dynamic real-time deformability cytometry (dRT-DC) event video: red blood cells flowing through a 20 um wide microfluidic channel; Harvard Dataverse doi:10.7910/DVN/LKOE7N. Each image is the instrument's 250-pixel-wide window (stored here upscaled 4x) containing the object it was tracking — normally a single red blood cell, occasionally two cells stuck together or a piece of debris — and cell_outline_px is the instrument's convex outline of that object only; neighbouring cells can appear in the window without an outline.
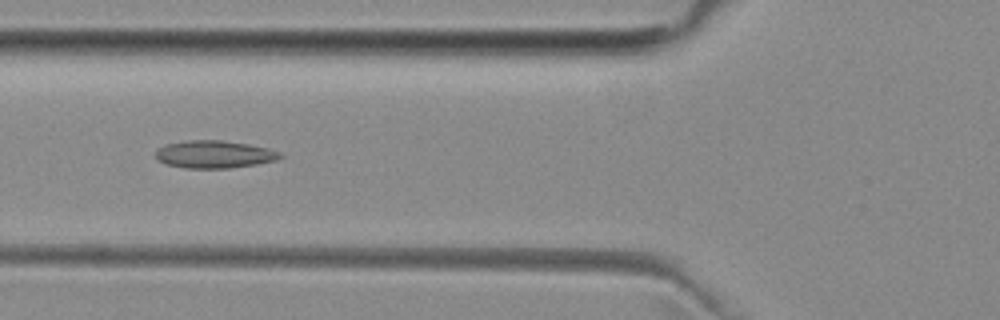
{"species": "common noctule bat (a hibernating species)", "species_latin": "Nyctalus noctula", "temperature_condition": "room temperature", "stored_images_in_passage": 7, "camera_frame_rate_fps": 3000, "um_per_image_px": 0.085, "animal": {"sex": "female", "body_mass_g": 29.2, "forearm_length_mm": 56.3}, "frame": {"image": 1, "passage_image": 7, "time_ms": 7.667, "image_size_px": [1000, 320], "cell_outline_px": [[284, 156], [276, 160], [256, 164], [228, 168], [184, 168], [164, 164], [156, 160], [156, 152], [164, 144], [188, 140], [220, 140], [248, 144], [268, 148], [280, 152]], "centroid_in_image_um": [18.19, 13.12], "position_along_channel_um": 107.6, "area_um2": 20.06}}